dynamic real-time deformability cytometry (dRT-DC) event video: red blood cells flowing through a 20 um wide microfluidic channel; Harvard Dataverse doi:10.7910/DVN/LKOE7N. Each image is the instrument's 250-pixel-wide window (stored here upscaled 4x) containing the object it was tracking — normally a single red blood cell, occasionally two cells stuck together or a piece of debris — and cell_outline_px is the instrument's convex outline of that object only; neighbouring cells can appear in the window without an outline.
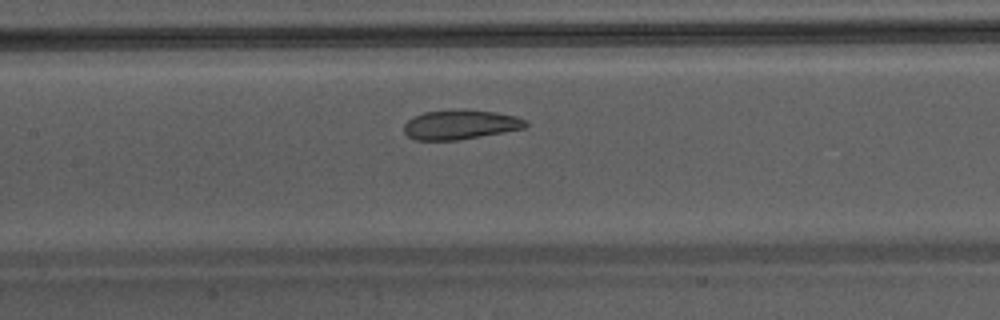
{"species": "Egyptian fruit bat (a non-hibernating species)", "species_latin": "Rousettus aegyptiacus", "temperature_condition": "warm", "stored_images_in_passage": 39, "camera_frame_rate_fps": 3000, "um_per_image_px": 0.085, "animal": {"sex": "male"}, "frame": {"image": 1, "passage_image": 15, "time_ms": 4.667, "image_size_px": [1000, 320], "cell_outline_px": [[528, 124], [524, 128], [504, 132], [456, 140], [416, 140], [408, 136], [404, 132], [404, 124], [412, 116], [424, 112], [496, 112], [516, 116], [528, 120]], "centroid_in_image_um": [39.13, 10.63], "position_along_channel_um": 168.3, "area_um2": 20.11}}
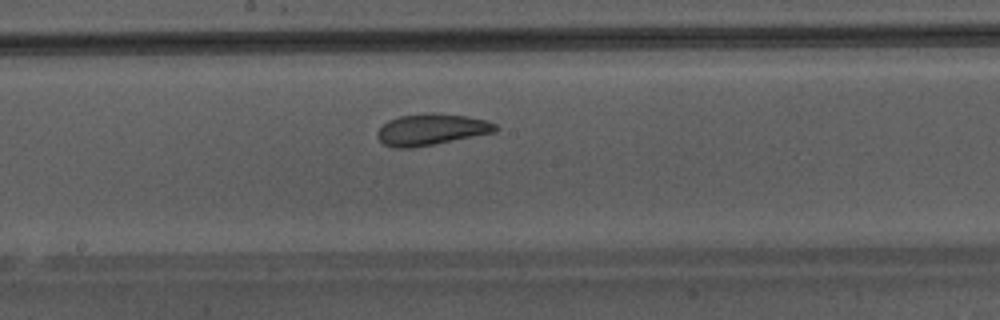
{"frame": {"image": 2, "passage_image": 18, "time_ms": 5.667, "image_size_px": [1000, 320], "cell_outline_px": [[500, 128], [496, 132], [436, 144], [412, 148], [392, 148], [384, 144], [376, 136], [376, 132], [388, 120], [400, 116], [432, 112], [468, 116], [484, 120], [496, 124]], "centroid_in_image_um": [36.67, 11.01], "position_along_channel_um": 211.5, "area_um2": 21.79}}
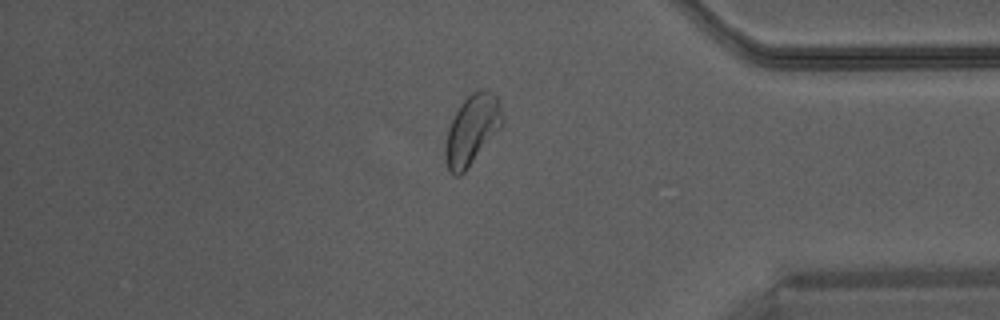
{"frame": {"image": 3, "passage_image": 32, "time_ms": 10.333, "image_size_px": [1000, 320], "cell_outline_px": [[504, 124], [464, 172], [460, 176], [452, 176], [448, 172], [444, 160], [444, 148], [448, 128], [460, 104], [472, 92], [480, 88], [484, 88], [492, 92], [496, 96], [504, 116]], "centroid_in_image_um": [40.11, 11.05], "position_along_channel_um": 395.1, "area_um2": 23.47}}